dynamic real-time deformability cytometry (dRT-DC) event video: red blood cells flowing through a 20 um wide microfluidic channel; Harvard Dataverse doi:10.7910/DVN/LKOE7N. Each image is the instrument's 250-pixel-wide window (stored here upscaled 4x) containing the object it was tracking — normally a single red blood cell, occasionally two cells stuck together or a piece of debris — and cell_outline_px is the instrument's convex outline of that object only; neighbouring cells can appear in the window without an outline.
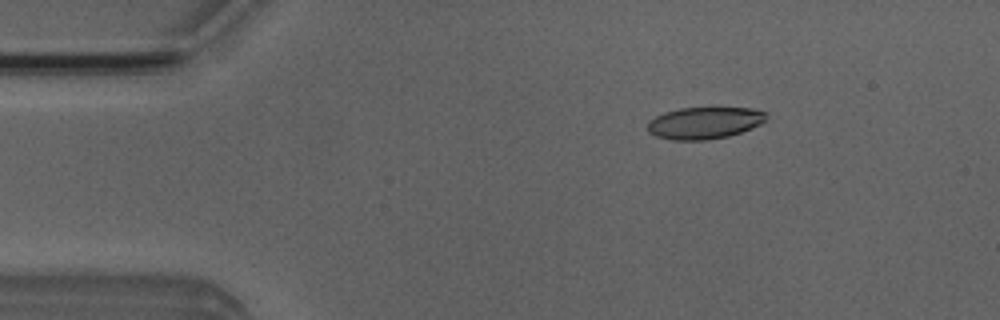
{"species": "Egyptian fruit bat (a non-hibernating species)", "species_latin": "Rousettus aegyptiacus", "temperature_condition": "room temperature", "stored_images_in_passage": 5, "camera_frame_rate_fps": 3000, "um_per_image_px": 0.085, "animal": {"sex": "male"}, "frame": {"image": 1, "passage_image": 3, "time_ms": 2.333, "image_size_px": [1000, 320], "cell_outline_px": [[768, 116], [760, 124], [752, 128], [728, 136], [704, 140], [672, 140], [656, 136], [648, 132], [648, 120], [664, 112], [680, 108], [752, 108], [764, 112]], "centroid_in_image_um": [59.85, 10.45], "position_along_channel_um": 25.2, "area_um2": 21.96}}